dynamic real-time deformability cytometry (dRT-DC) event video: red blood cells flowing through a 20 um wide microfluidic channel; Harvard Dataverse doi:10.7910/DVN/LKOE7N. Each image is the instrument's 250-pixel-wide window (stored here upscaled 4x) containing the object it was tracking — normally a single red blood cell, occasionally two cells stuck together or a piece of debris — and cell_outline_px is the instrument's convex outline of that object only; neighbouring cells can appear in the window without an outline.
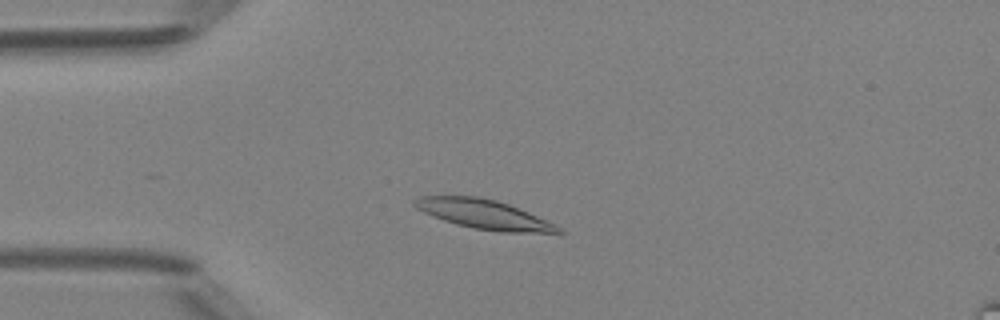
{"species": "Egyptian fruit bat (a non-hibernating species)", "species_latin": "Rousettus aegyptiacus", "temperature_condition": "room temperature", "stored_images_in_passage": 33, "camera_frame_rate_fps": 3000, "um_per_image_px": 0.085, "animal": {"sex": "female"}, "frame": {"image": 1, "passage_image": 6, "time_ms": 1.667, "image_size_px": [1000, 320], "cell_outline_px": [[564, 232], [560, 236], [500, 232], [472, 228], [456, 224], [432, 216], [416, 208], [412, 204], [412, 200], [420, 196], [480, 196], [496, 200], [508, 204], [528, 212], [560, 228]], "centroid_in_image_um": [41.21, 18.26], "position_along_channel_um": 43.8, "area_um2": 25.09}}
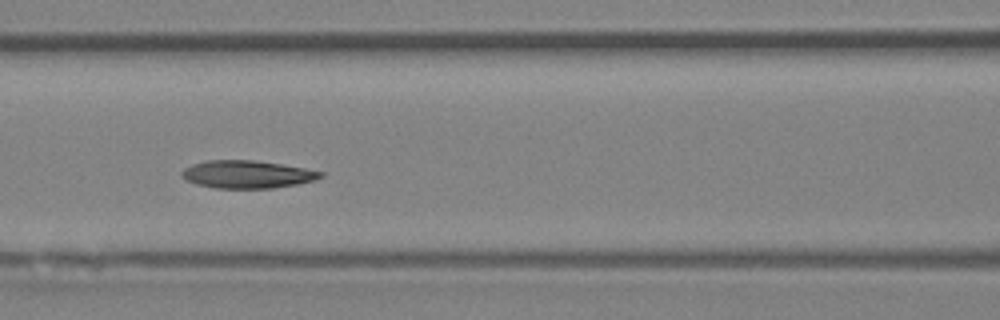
{"frame": {"image": 2, "passage_image": 15, "time_ms": 4.667, "image_size_px": [1000, 320], "cell_outline_px": [[324, 176], [316, 180], [296, 184], [272, 188], [216, 188], [196, 184], [184, 180], [180, 176], [180, 172], [184, 168], [192, 164], [208, 160], [252, 160], [280, 164], [304, 168], [324, 172]], "centroid_in_image_um": [20.97, 14.82], "position_along_channel_um": 145.6, "area_um2": 22.48}}
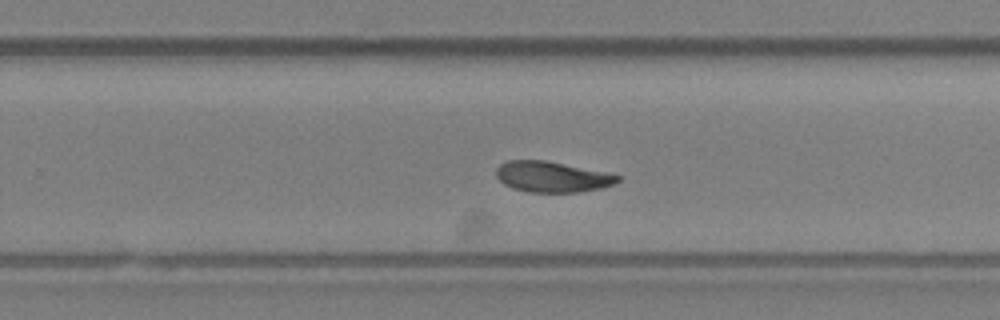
{"frame": {"image": 3, "passage_image": 25, "time_ms": 8.0, "image_size_px": [1000, 320], "cell_outline_px": [[620, 180], [612, 184], [600, 188], [580, 192], [528, 192], [512, 188], [504, 184], [496, 176], [496, 168], [500, 164], [508, 160], [544, 160], [604, 172], [620, 176]], "centroid_in_image_um": [46.87, 15.03], "position_along_channel_um": 282.9, "area_um2": 21.5}, "authors_computed_cell_mechanics": {"area_um2": 22.5998, "velocity_mm_per_s": 4.1355, "shape_relaxation_time_tau1_ms": null, "shape_relaxation_time_tau2_ms": 3.2175, "deformation_change_tau1": null, "deformation_change_tau2": 0.0772}}